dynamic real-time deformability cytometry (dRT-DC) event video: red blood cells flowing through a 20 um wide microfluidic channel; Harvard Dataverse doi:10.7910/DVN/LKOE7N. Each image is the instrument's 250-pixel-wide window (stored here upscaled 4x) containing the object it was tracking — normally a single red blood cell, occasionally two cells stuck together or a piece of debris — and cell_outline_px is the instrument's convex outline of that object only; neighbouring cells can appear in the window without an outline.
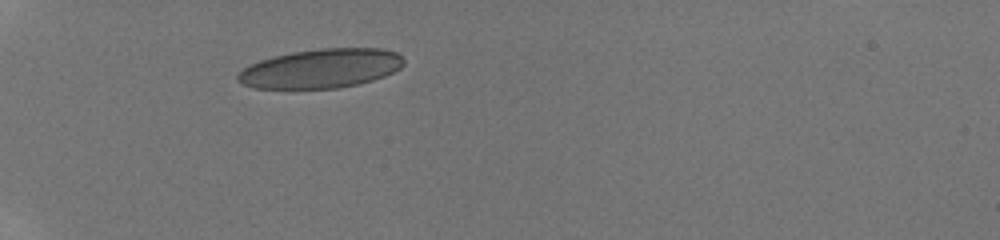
{"species": "human", "species_latin": "Homo sapiens", "temperature_condition": "room temperature", "stored_images_in_passage": 6, "camera_frame_rate_fps": 3000, "um_per_image_px": 0.085, "donor": {"sex": "male"}, "frame": {"image": 1, "passage_image": 1, "time_ms": 0.0, "image_size_px": [1000, 240], "cell_outline_px": [[404, 64], [400, 68], [384, 76], [372, 80], [356, 84], [336, 88], [252, 88], [236, 80], [236, 76], [244, 68], [260, 60], [272, 56], [292, 52], [320, 48], [380, 48], [396, 52], [404, 60]], "centroid_in_image_um": [27.27, 5.81], "position_along_channel_um": 57.7, "area_um2": 37.69}}
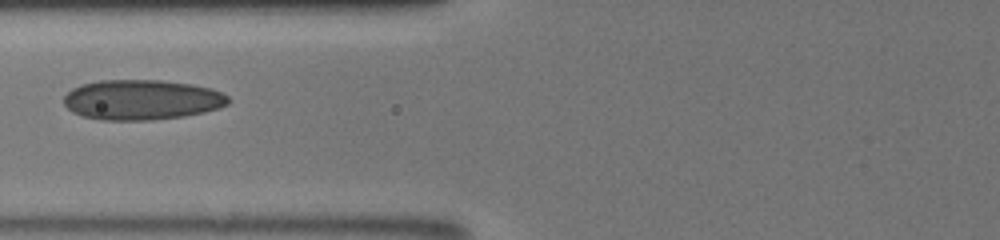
{"frame": {"image": 2, "passage_image": 4, "time_ms": 2.0, "image_size_px": [1000, 240], "cell_outline_px": [[232, 100], [228, 104], [220, 108], [204, 112], [184, 116], [152, 120], [100, 120], [80, 116], [72, 112], [64, 104], [64, 96], [72, 88], [80, 84], [100, 80], [160, 80], [192, 84], [212, 88], [228, 96]], "centroid_in_image_um": [12.05, 8.48], "position_along_channel_um": 113.7, "area_um2": 38.84}}
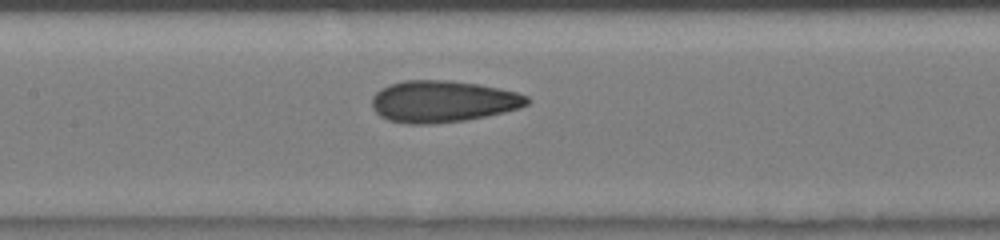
{"frame": {"image": 3, "passage_image": 6, "time_ms": 3.333, "image_size_px": [1000, 240], "cell_outline_px": [[532, 100], [528, 104], [520, 108], [504, 112], [464, 120], [432, 124], [408, 124], [388, 120], [380, 116], [372, 108], [372, 96], [380, 88], [388, 84], [404, 80], [448, 80], [480, 84], [500, 88], [516, 92], [528, 96]], "centroid_in_image_um": [37.63, 8.61], "position_along_channel_um": 169.8, "area_um2": 37.97}}